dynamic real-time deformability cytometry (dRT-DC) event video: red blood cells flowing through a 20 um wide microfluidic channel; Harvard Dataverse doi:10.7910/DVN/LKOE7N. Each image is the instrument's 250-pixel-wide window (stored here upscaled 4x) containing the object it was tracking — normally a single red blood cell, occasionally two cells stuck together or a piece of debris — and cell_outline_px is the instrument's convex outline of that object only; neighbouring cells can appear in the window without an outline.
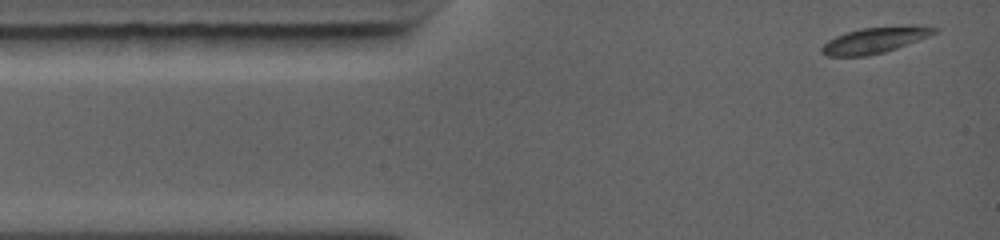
{"species": "common noctule bat (a hibernating species)", "species_latin": "Nyctalus noctula", "temperature_condition": "warm", "stored_images_in_passage": 24, "camera_frame_rate_fps": 5000, "um_per_image_px": 0.085, "animal": {"sex": "female", "body_mass_g": 19.0, "forearm_length_mm": 56.7}, "frame": {"image": 1, "passage_image": 1, "time_ms": 0.0, "image_size_px": [1000, 240], "cell_outline_px": [[940, 28], [936, 32], [928, 36], [896, 48], [884, 52], [868, 56], [828, 56], [820, 52], [820, 48], [828, 40], [844, 32], [860, 28], [904, 24], [916, 24]], "centroid_in_image_um": [74.38, 3.38], "position_along_channel_um": 10.6, "area_um2": 17.4}}
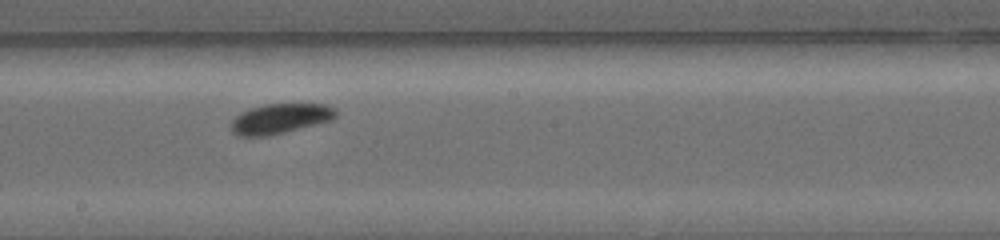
{"frame": {"image": 2, "passage_image": 14, "time_ms": 6.2, "image_size_px": [1000, 240], "cell_outline_px": [[336, 116], [332, 120], [268, 136], [236, 136], [232, 132], [232, 120], [240, 112], [248, 108], [264, 104], [324, 104], [336, 108]], "centroid_in_image_um": [23.79, 10.08], "position_along_channel_um": 224.4, "area_um2": 18.32}}
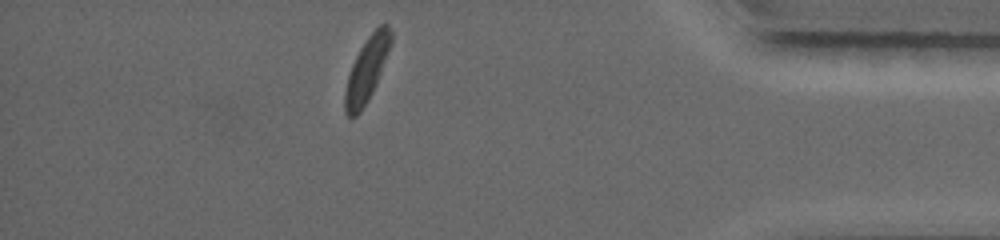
{"frame": {"image": 3, "passage_image": 24, "time_ms": 11.2, "image_size_px": [1000, 240], "cell_outline_px": [[392, 40], [376, 84], [372, 92], [360, 112], [356, 116], [348, 116], [344, 112], [344, 92], [348, 76], [352, 64], [360, 48], [368, 36], [380, 24], [388, 24], [392, 32]], "centroid_in_image_um": [31.16, 5.91], "position_along_channel_um": 404.0, "area_um2": 16.94}, "authors_computed_cell_mechanics": {"area_um2": 18.0047, "velocity_mm_per_s": 4.3847, "shape_relaxation_time_tau1_ms": 1.0904, "shape_relaxation_time_tau2_ms": 5.6436, "deformation_change_tau1": 0.1002, "deformation_change_tau2": 0.0601}}